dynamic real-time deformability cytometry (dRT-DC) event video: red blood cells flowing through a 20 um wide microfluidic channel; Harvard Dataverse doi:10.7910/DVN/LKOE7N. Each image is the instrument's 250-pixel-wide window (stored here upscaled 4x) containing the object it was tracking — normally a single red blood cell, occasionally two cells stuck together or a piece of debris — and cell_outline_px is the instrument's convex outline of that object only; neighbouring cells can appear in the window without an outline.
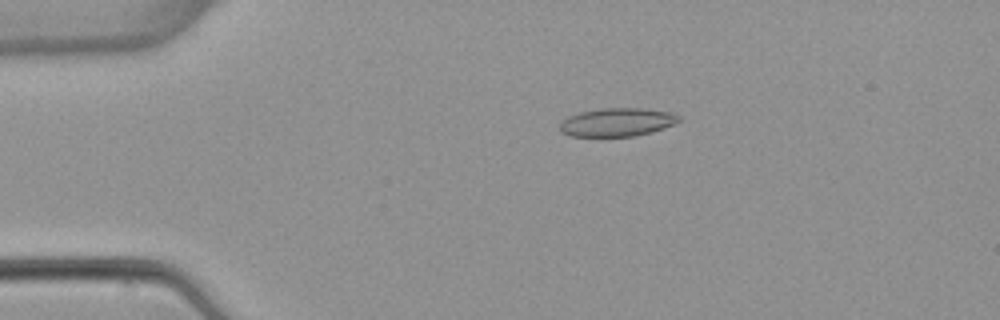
{"species": "common noctule bat (a hibernating species)", "species_latin": "Nyctalus noctula", "temperature_condition": "warm", "stored_images_in_passage": 4, "camera_frame_rate_fps": 3000, "um_per_image_px": 0.085, "animal": {"sex": "female", "body_mass_g": 22.7, "forearm_length_mm": 54.2}, "frame": {"image": 1, "passage_image": 3, "time_ms": 2.333, "image_size_px": [1000, 320], "cell_outline_px": [[680, 120], [676, 124], [652, 132], [636, 136], [572, 136], [560, 132], [560, 124], [568, 116], [580, 112], [600, 108], [644, 108], [672, 112], [680, 116]], "centroid_in_image_um": [52.5, 10.38], "position_along_channel_um": 32.5, "area_um2": 19.83}}